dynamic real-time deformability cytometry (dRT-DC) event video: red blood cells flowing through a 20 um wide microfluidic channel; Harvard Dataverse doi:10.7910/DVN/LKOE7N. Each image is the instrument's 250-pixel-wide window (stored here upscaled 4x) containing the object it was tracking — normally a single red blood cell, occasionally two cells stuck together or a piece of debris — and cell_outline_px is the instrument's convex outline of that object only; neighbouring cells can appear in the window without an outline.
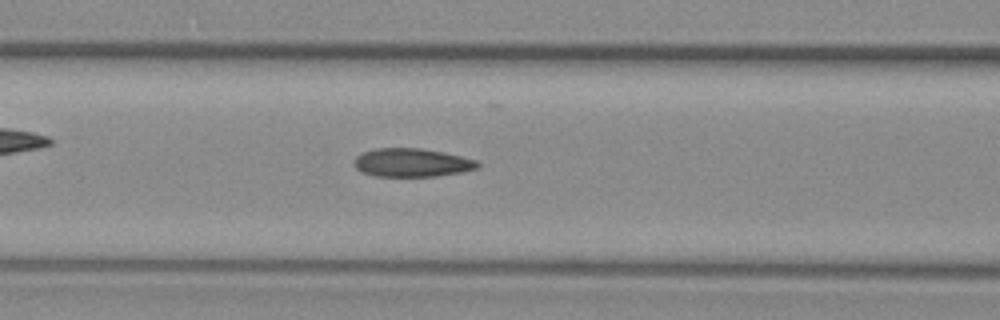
{"species": "common noctule bat (a hibernating species)", "species_latin": "Nyctalus noctula", "temperature_condition": "warm", "stored_images_in_passage": 37, "camera_frame_rate_fps": 3000, "um_per_image_px": 0.085, "animal": {"sex": "female", "body_mass_g": 29.2, "forearm_length_mm": 56.3}, "frame": {"image": 1, "passage_image": 7, "time_ms": 2.0, "image_size_px": [1000, 320], "cell_outline_px": [[480, 164], [476, 168], [464, 172], [436, 176], [376, 176], [360, 172], [352, 164], [356, 156], [364, 152], [376, 148], [420, 148], [444, 152], [476, 160]], "centroid_in_image_um": [34.98, 13.82], "position_along_channel_um": 131.6, "area_um2": 20.52}}
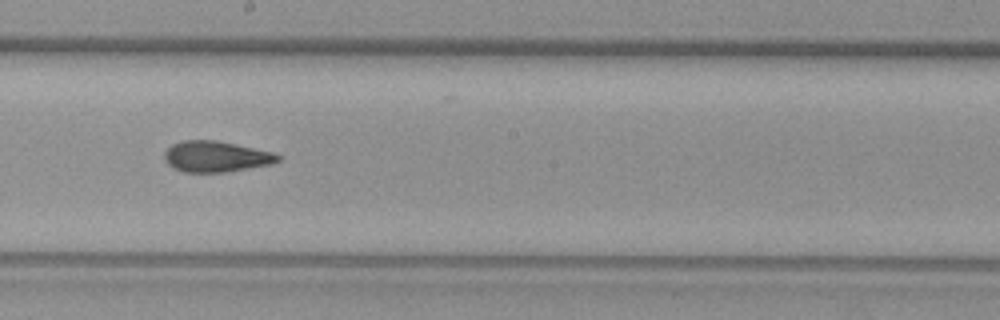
{"frame": {"image": 2, "passage_image": 15, "time_ms": 4.667, "image_size_px": [1000, 320], "cell_outline_px": [[280, 160], [272, 164], [224, 172], [184, 172], [172, 168], [164, 160], [164, 152], [172, 144], [184, 140], [216, 140], [236, 144], [272, 152], [280, 156]], "centroid_in_image_um": [18.33, 13.31], "position_along_channel_um": 229.9, "area_um2": 20.4}}
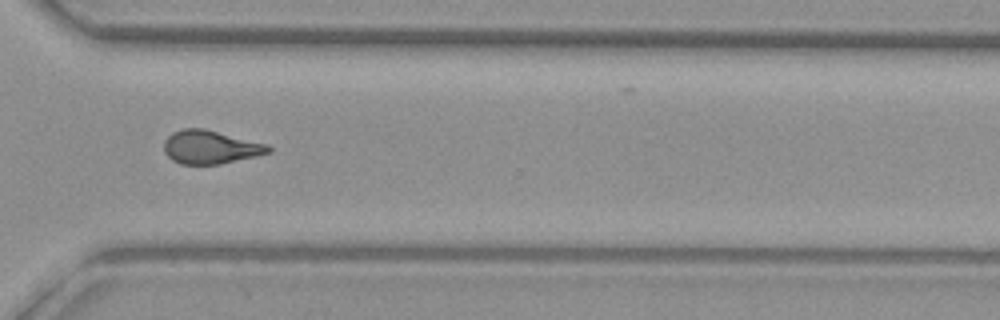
{"frame": {"image": 3, "passage_image": 25, "time_ms": 8.0, "image_size_px": [1000, 320], "cell_outline_px": [[272, 152], [256, 156], [220, 164], [180, 164], [172, 160], [164, 152], [164, 140], [172, 132], [184, 128], [204, 128], [268, 144], [272, 148]], "centroid_in_image_um": [17.89, 12.5], "position_along_channel_um": 352.7, "area_um2": 20.46}, "authors_computed_cell_mechanics": {"area_um2": 20.2878, "velocity_mm_per_s": 3.6888, "shape_relaxation_time_tau1_ms": null, "shape_relaxation_time_tau2_ms": 1.8553, "deformation_change_tau1": null, "deformation_change_tau2": 0.0822}}